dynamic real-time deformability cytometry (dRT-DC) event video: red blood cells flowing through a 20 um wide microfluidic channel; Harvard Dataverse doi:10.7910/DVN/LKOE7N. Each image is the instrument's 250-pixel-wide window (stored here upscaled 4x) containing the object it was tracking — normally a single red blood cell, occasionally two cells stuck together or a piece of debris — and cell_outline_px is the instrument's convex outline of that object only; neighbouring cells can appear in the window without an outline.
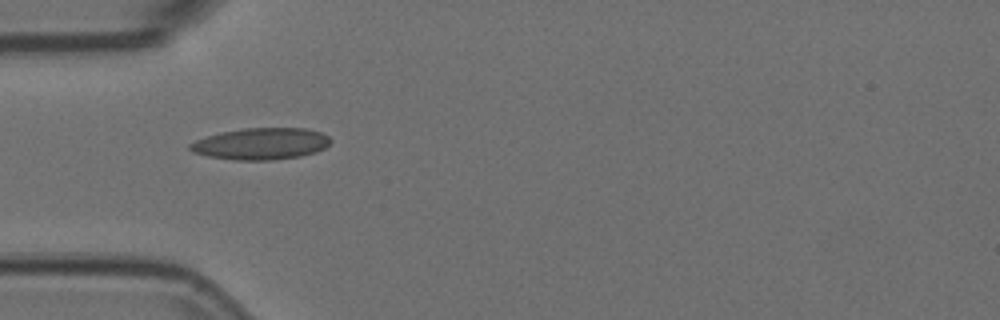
{"species": "Egyptian fruit bat (a non-hibernating species)", "species_latin": "Rousettus aegyptiacus", "temperature_condition": "room temperature", "stored_images_in_passage": 39, "camera_frame_rate_fps": 3000, "um_per_image_px": 0.085, "animal": {"sex": "female"}, "frame": {"image": 1, "passage_image": 1, "time_ms": 0.0, "image_size_px": [1000, 320], "cell_outline_px": [[332, 140], [324, 148], [316, 152], [300, 156], [268, 160], [236, 160], [208, 156], [192, 152], [188, 148], [188, 144], [196, 140], [220, 132], [244, 128], [308, 128], [320, 132], [328, 136]], "centroid_in_image_um": [22.18, 12.21], "position_along_channel_um": 62.8, "area_um2": 25.89}}
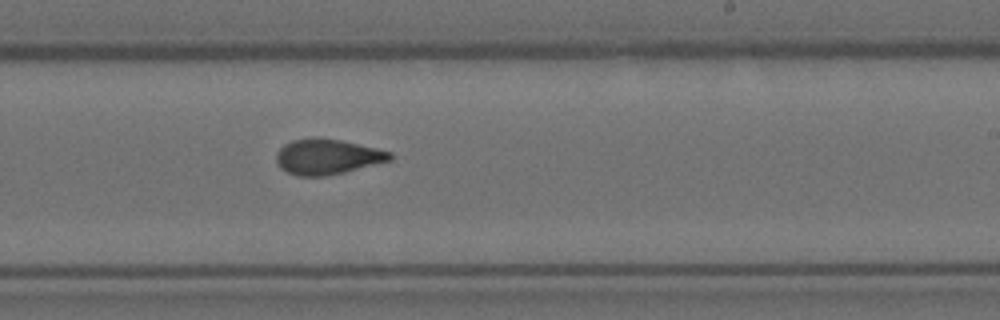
{"frame": {"image": 2, "passage_image": 17, "time_ms": 5.333, "image_size_px": [1000, 320], "cell_outline_px": [[392, 160], [344, 172], [324, 176], [296, 176], [280, 168], [276, 160], [276, 152], [284, 144], [292, 140], [316, 136], [340, 140], [376, 148], [392, 152]], "centroid_in_image_um": [27.79, 13.31], "position_along_channel_um": 261.2, "area_um2": 23.52}}
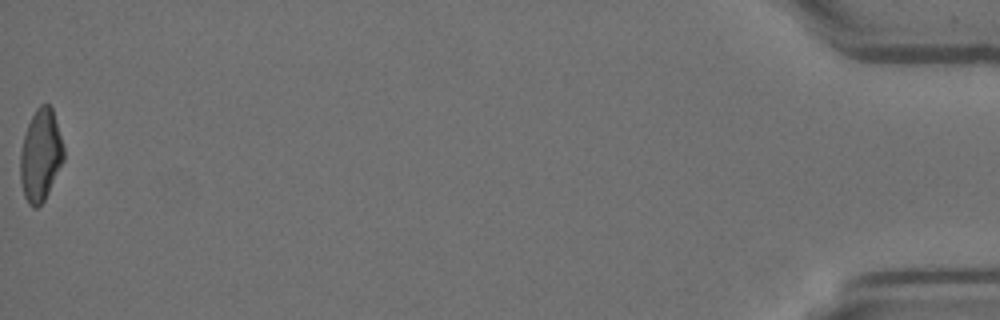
{"frame": {"image": 3, "passage_image": 39, "time_ms": 12.667, "image_size_px": [1000, 320], "cell_outline_px": [[64, 160], [44, 200], [36, 208], [32, 208], [28, 204], [24, 196], [20, 180], [20, 152], [24, 136], [28, 124], [36, 108], [40, 104], [48, 104], [52, 108], [64, 148]], "centroid_in_image_um": [3.44, 13.21], "position_along_channel_um": 431.8, "area_um2": 23.12}, "authors_computed_cell_mechanics": {"area_um2": 23.409, "velocity_mm_per_s": 3.7305, "shape_relaxation_time_tau1_ms": null, "shape_relaxation_time_tau2_ms": 1.6678, "deformation_change_tau1": null, "deformation_change_tau2": 0.0854}}